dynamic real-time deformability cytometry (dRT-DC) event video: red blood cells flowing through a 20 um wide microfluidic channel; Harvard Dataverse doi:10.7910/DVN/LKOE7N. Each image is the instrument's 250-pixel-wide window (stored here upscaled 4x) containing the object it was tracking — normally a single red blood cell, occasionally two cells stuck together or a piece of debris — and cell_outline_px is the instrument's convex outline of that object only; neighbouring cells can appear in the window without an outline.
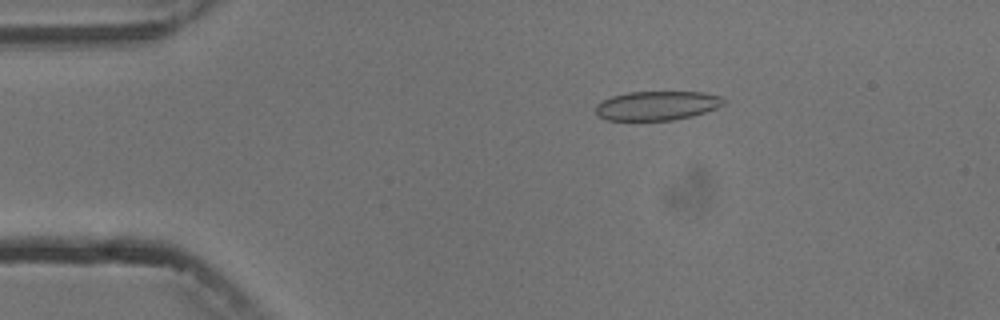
{"species": "common noctule bat (a hibernating species)", "species_latin": "Nyctalus noctula", "temperature_condition": "cold", "stored_images_in_passage": 3, "segment_of_instrument_passage": [1, 2], "camera_frame_rate_fps": 3000, "um_per_image_px": 0.085, "animal": {"sex": "male", "body_mass_g": 13.3}, "frame": {"image": 1, "passage_image": 1, "time_ms": 0.0, "image_size_px": [1000, 320], "cell_outline_px": [[728, 100], [724, 104], [716, 108], [692, 116], [672, 120], [608, 120], [596, 116], [596, 104], [612, 96], [628, 92], [704, 92], [724, 96]], "centroid_in_image_um": [55.88, 8.97], "position_along_channel_um": 29.1, "area_um2": 21.91}}